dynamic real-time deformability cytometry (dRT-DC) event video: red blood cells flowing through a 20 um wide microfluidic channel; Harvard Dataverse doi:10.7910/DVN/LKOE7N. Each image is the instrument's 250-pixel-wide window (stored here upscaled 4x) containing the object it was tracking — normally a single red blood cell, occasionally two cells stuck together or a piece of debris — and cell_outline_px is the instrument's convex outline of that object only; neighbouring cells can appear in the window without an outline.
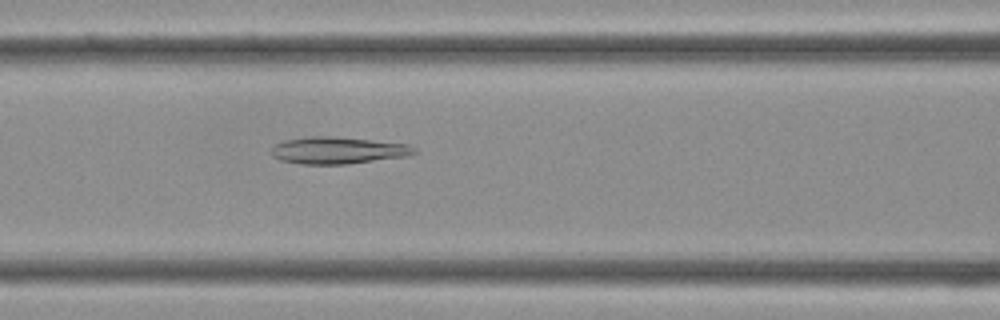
{"species": "Egyptian fruit bat (a non-hibernating species)", "species_latin": "Rousettus aegyptiacus", "temperature_condition": "cold", "stored_images_in_passage": 36, "camera_frame_rate_fps": 3000, "um_per_image_px": 0.085, "frame": {"image": 1, "passage_image": 15, "time_ms": 4.667, "image_size_px": [1000, 320], "cell_outline_px": [[416, 152], [412, 156], [348, 164], [300, 164], [280, 160], [272, 156], [272, 148], [276, 144], [284, 140], [308, 136], [336, 136], [408, 144], [416, 148]], "centroid_in_image_um": [28.76, 12.78], "position_along_channel_um": 137.8, "area_um2": 22.72}}
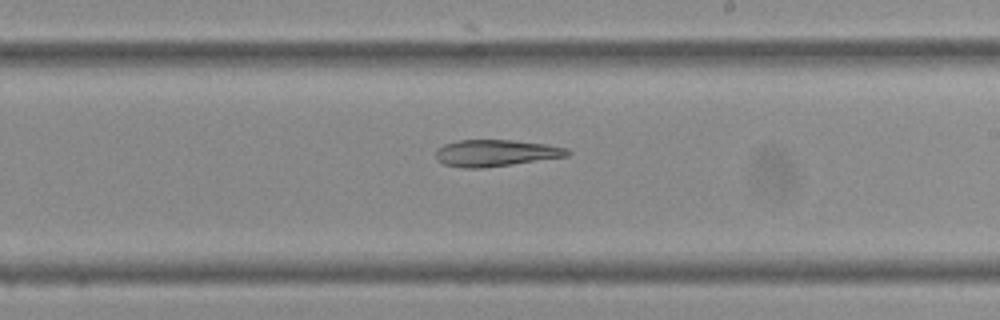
{"frame": {"image": 2, "passage_image": 21, "time_ms": 6.667, "image_size_px": [1000, 320], "cell_outline_px": [[572, 152], [568, 156], [484, 168], [464, 168], [444, 164], [436, 160], [436, 148], [444, 144], [460, 140], [512, 140], [544, 144], [568, 148]], "centroid_in_image_um": [42.12, 13.01], "position_along_channel_um": 246.9, "area_um2": 20.46}}
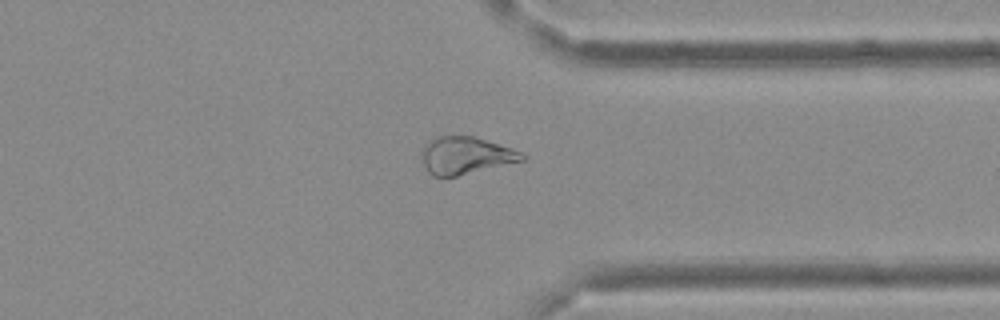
{"frame": {"image": 3, "passage_image": 28, "time_ms": 9.0, "image_size_px": [1000, 320], "cell_outline_px": [[528, 156], [524, 160], [456, 176], [432, 176], [428, 172], [420, 156], [420, 152], [424, 144], [428, 140], [436, 136], [472, 136], [512, 148]], "centroid_in_image_um": [39.53, 13.21], "position_along_channel_um": 371.9, "area_um2": 21.79}}